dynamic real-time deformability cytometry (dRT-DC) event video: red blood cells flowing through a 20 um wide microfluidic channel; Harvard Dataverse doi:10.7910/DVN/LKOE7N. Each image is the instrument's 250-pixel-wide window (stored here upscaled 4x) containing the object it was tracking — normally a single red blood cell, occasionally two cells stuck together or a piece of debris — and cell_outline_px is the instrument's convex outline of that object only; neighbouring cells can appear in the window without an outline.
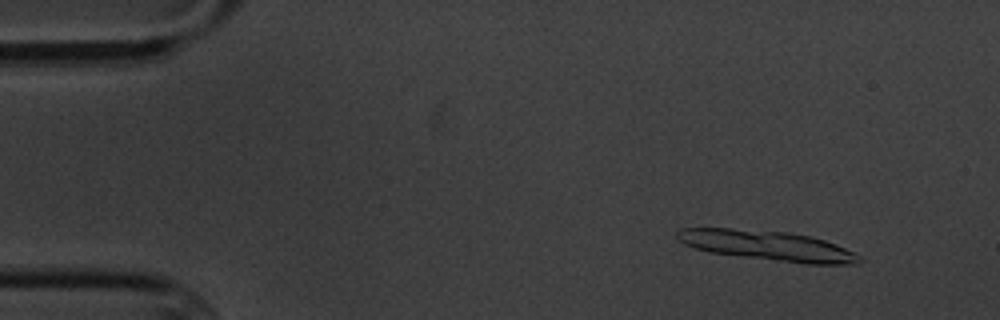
{"species": "common noctule bat (a hibernating species)", "species_latin": "Nyctalus noctula", "temperature_condition": "cold", "stored_images_in_passage": 6, "segment_of_instrument_passage": [1, 2], "camera_frame_rate_fps": 3000, "um_per_image_px": 0.085, "animal": {"sex": "male", "body_mass_g": 20.1, "forearm_length_mm": 53.5}, "frame": {"image": 1, "passage_image": 2, "time_ms": 1.0, "image_size_px": [1000, 320], "cell_outline_px": [[864, 260], [860, 264], [808, 264], [708, 252], [684, 244], [676, 236], [676, 232], [680, 228], [732, 228], [788, 232], [808, 236], [824, 240], [836, 244], [860, 256]], "centroid_in_image_um": [65.25, 20.87], "position_along_channel_um": 19.8, "area_um2": 31.56}}